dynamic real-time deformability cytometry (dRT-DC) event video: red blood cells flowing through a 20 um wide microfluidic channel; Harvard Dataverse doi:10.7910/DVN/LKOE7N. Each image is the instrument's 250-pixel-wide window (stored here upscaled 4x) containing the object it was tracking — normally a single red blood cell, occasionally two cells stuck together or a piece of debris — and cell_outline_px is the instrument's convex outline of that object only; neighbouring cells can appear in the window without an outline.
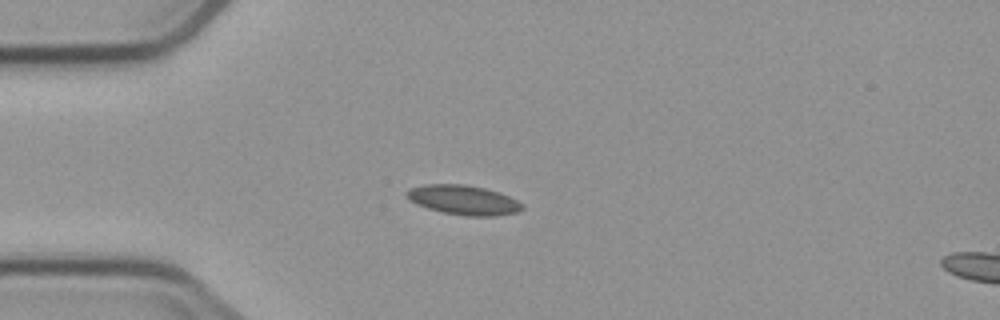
{"species": "common noctule bat (a hibernating species)", "species_latin": "Nyctalus noctula", "temperature_condition": "cold", "stored_images_in_passage": 4, "camera_frame_rate_fps": 3000, "um_per_image_px": 0.085, "animal": {"sex": "male", "body_mass_g": 23.1, "forearm_length_mm": 52.7}, "frame": {"image": 1, "passage_image": 3, "time_ms": 2.333, "image_size_px": [1000, 320], "cell_outline_px": [[524, 208], [516, 212], [496, 216], [468, 216], [444, 212], [428, 208], [416, 204], [404, 192], [408, 188], [424, 184], [464, 184], [484, 188], [500, 192], [524, 204]], "centroid_in_image_um": [39.4, 16.99], "position_along_channel_um": 45.6, "area_um2": 19.83}}